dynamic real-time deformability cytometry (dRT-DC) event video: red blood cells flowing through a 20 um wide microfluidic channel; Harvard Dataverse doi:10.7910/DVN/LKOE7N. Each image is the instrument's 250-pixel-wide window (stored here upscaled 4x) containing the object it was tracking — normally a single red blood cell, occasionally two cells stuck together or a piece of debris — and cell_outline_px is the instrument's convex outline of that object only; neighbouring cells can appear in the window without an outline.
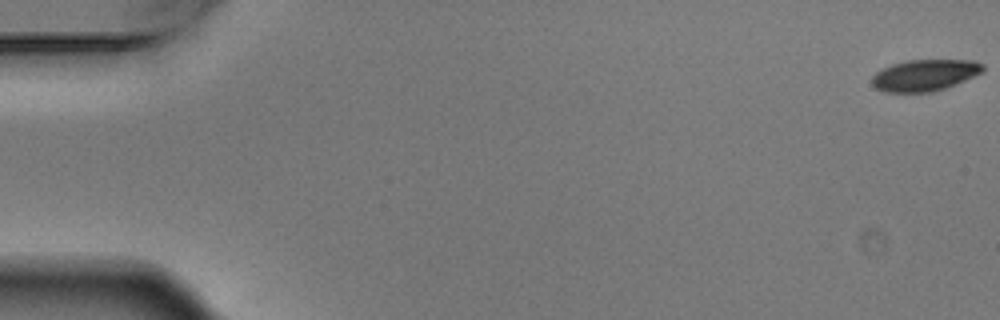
{"species": "Egyptian fruit bat (a non-hibernating species)", "species_latin": "Rousettus aegyptiacus", "temperature_condition": "warm", "stored_images_in_passage": 6, "camera_frame_rate_fps": 3000, "um_per_image_px": 0.085, "animal": {"sex": "male"}, "frame": {"image": 1, "passage_image": 1, "time_ms": 0.0, "image_size_px": [1000, 320], "cell_outline_px": [[984, 72], [956, 84], [932, 92], [884, 92], [876, 88], [872, 84], [872, 76], [876, 72], [892, 64], [908, 60], [976, 60], [984, 64]], "centroid_in_image_um": [78.64, 6.39], "position_along_channel_um": 6.4, "area_um2": 20.4}}
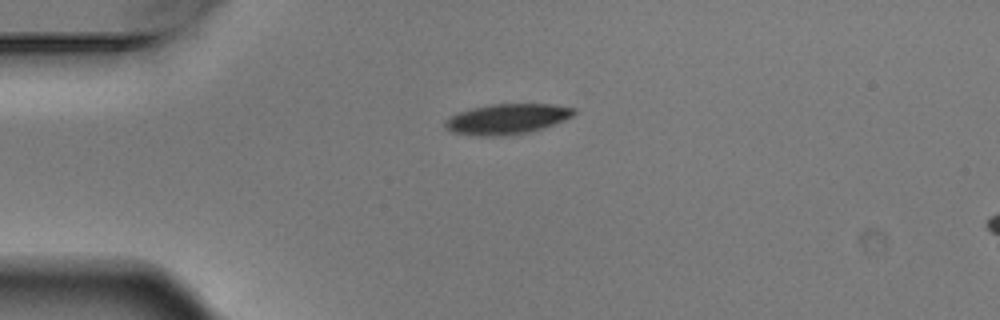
{"frame": {"image": 2, "passage_image": 5, "time_ms": 1.333, "image_size_px": [1000, 320], "cell_outline_px": [[576, 112], [572, 116], [564, 120], [544, 128], [528, 132], [504, 136], [480, 136], [452, 132], [444, 128], [444, 124], [452, 116], [460, 112], [472, 108], [492, 104], [552, 104], [576, 108]], "centroid_in_image_um": [43.13, 10.12], "position_along_channel_um": 41.9, "area_um2": 22.66}}